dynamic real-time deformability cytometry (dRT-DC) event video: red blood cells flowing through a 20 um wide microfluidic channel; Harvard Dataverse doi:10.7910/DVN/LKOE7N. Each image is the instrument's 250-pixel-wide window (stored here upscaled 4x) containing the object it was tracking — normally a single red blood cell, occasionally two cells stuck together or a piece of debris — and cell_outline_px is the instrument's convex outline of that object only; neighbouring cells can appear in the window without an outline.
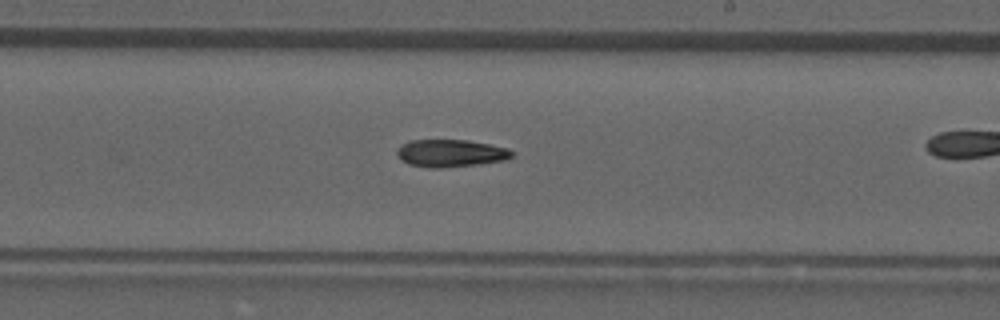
{"species": "common noctule bat (a hibernating species)", "species_latin": "Nyctalus noctula", "temperature_condition": "room temperature", "stored_images_in_passage": 18, "camera_frame_rate_fps": 3000, "um_per_image_px": 0.085, "animal": {"sex": "male", "forearm_length_mm": 52.5}, "frame": {"image": 1, "passage_image": 11, "time_ms": 3.333, "image_size_px": [1000, 320], "cell_outline_px": [[512, 156], [504, 160], [476, 164], [444, 168], [428, 168], [408, 164], [400, 160], [396, 156], [396, 152], [404, 144], [412, 140], [464, 140], [488, 144], [508, 148], [512, 152]], "centroid_in_image_um": [38.26, 13.03], "position_along_channel_um": 250.7, "area_um2": 18.21}}